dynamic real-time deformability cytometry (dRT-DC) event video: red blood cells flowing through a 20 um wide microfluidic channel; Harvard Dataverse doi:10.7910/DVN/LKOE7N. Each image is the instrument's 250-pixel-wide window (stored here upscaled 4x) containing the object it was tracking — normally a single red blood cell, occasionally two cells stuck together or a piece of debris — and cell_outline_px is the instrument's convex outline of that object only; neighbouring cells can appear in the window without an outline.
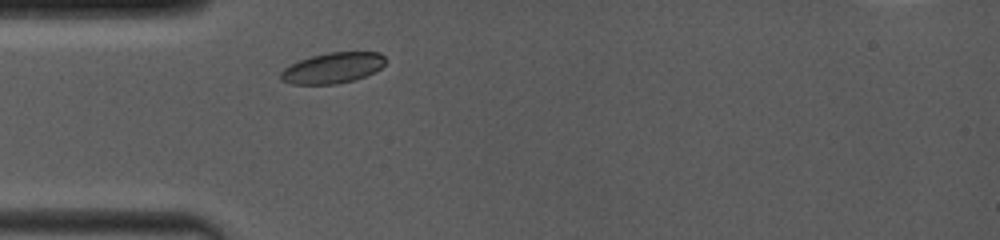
{"species": "common noctule bat (a hibernating species)", "species_latin": "Nyctalus noctula", "temperature_condition": "room temperature", "stored_images_in_passage": 1, "camera_frame_rate_fps": 4000, "um_per_image_px": 0.085, "animal": {"sex": "female", "body_mass_g": 19.0, "forearm_length_mm": 53.3}, "frame": {"image": 1, "passage_image": 1, "time_ms": 0.0, "image_size_px": [1000, 240], "cell_outline_px": [[384, 64], [380, 68], [356, 80], [336, 84], [292, 84], [280, 80], [280, 72], [284, 68], [300, 60], [312, 56], [328, 52], [380, 52], [384, 56]], "centroid_in_image_um": [28.26, 5.78], "position_along_channel_um": 56.7, "area_um2": 18.61}}